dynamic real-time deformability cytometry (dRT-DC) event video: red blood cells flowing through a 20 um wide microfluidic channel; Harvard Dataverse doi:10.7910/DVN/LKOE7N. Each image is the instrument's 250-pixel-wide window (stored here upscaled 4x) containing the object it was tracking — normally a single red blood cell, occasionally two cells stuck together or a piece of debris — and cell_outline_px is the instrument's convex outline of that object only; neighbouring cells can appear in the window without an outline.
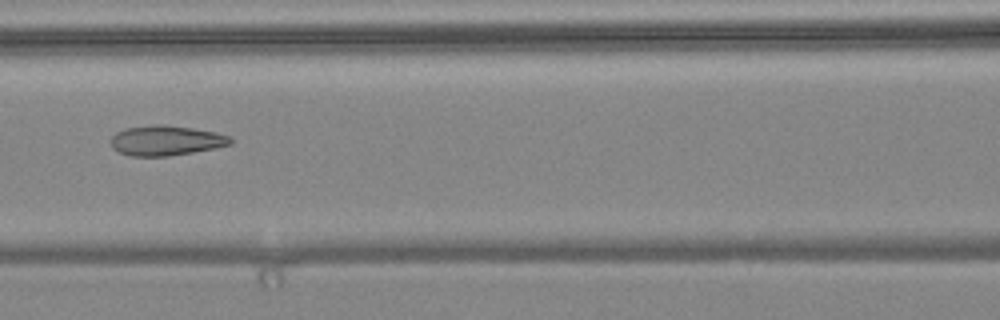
{"species": "common noctule bat (a hibernating species)", "species_latin": "Nyctalus noctula", "temperature_condition": "warm", "stored_images_in_passage": 7, "camera_frame_rate_fps": 3000, "um_per_image_px": 0.085, "animal": {"sex": "female", "body_mass_g": 24.6, "forearm_length_mm": 56.2}, "frame": {"image": 1, "passage_image": 6, "time_ms": 1.667, "image_size_px": [1000, 320], "cell_outline_px": [[232, 144], [192, 152], [168, 156], [132, 156], [120, 152], [112, 148], [112, 136], [116, 132], [124, 128], [156, 124], [164, 124], [192, 128], [216, 132], [232, 136]], "centroid_in_image_um": [14.12, 11.93], "position_along_channel_um": 152.5, "area_um2": 20.87}}
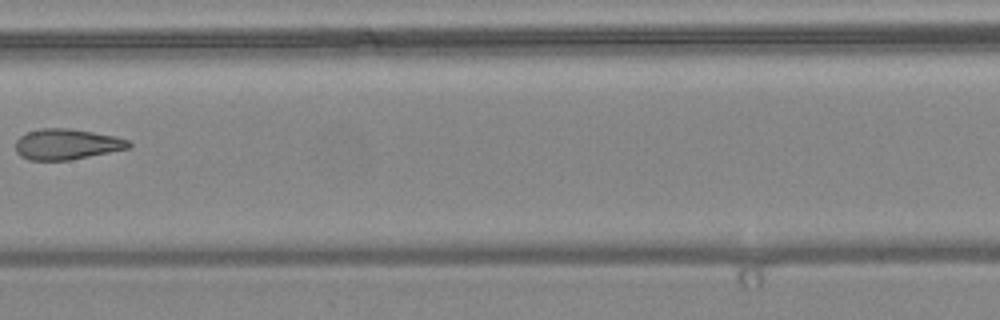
{"frame": {"image": 2, "passage_image": 7, "time_ms": 2.0, "image_size_px": [1000, 320], "cell_outline_px": [[132, 144], [128, 148], [68, 160], [28, 160], [20, 156], [16, 152], [16, 140], [20, 136], [28, 132], [40, 128], [72, 128], [112, 136], [128, 140]], "centroid_in_image_um": [5.61, 12.25], "position_along_channel_um": 201.8, "area_um2": 20.0}}